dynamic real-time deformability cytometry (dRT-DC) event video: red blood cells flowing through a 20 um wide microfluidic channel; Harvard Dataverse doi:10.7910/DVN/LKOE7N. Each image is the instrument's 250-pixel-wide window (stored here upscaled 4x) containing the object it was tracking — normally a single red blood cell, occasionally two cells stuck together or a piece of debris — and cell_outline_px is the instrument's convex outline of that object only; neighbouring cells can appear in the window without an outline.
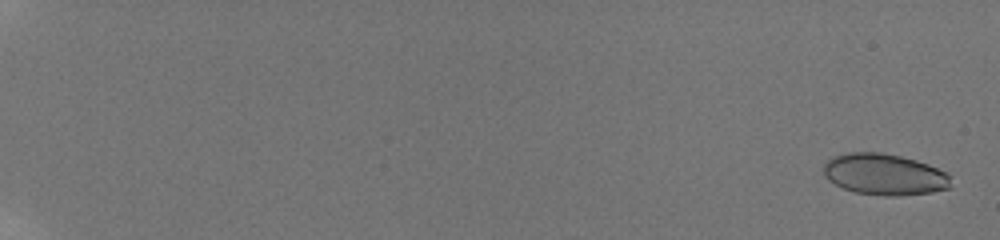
{"species": "human", "species_latin": "Homo sapiens", "temperature_condition": "room temperature", "stored_images_in_passage": 58, "camera_frame_rate_fps": 3000, "um_per_image_px": 0.085, "donor": {"sex": "male"}, "frame": {"image": 1, "passage_image": 2, "time_ms": 0.333, "image_size_px": [1000, 240], "cell_outline_px": [[948, 188], [932, 192], [900, 196], [888, 196], [856, 192], [844, 188], [828, 180], [824, 176], [824, 164], [832, 156], [848, 152], [880, 152], [900, 156], [916, 160], [928, 164], [948, 172]], "centroid_in_image_um": [75.15, 14.81], "position_along_channel_um": 9.9, "area_um2": 30.52}}
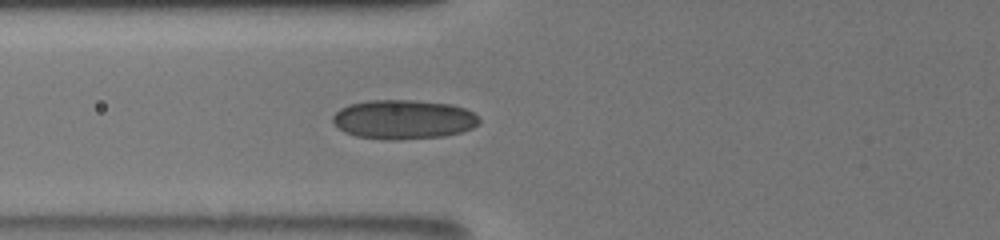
{"frame": {"image": 2, "passage_image": 27, "time_ms": 8.667, "image_size_px": [1000, 240], "cell_outline_px": [[480, 124], [472, 128], [460, 132], [444, 136], [392, 140], [384, 140], [356, 136], [344, 132], [332, 120], [332, 116], [340, 108], [348, 104], [372, 100], [412, 100], [452, 104], [464, 108], [480, 116]], "centroid_in_image_um": [34.31, 10.15], "position_along_channel_um": 91.5, "area_um2": 33.64}}
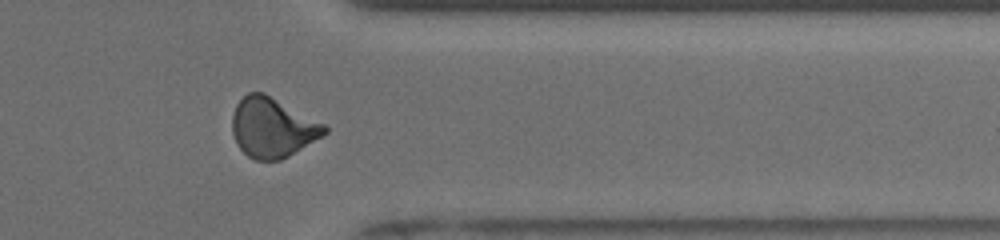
{"frame": {"image": 3, "passage_image": 50, "time_ms": 16.333, "image_size_px": [1000, 240], "cell_outline_px": [[328, 132], [288, 156], [280, 160], [256, 160], [248, 156], [236, 144], [232, 132], [232, 116], [236, 104], [248, 92], [264, 92], [324, 124], [328, 128]], "centroid_in_image_um": [23.12, 10.84], "position_along_channel_um": 388.3, "area_um2": 31.85}, "authors_computed_cell_mechanics": {"area_um2": 31.0964, "velocity_mm_per_s": 3.8959, "shape_relaxation_time_tau1_ms": null, "shape_relaxation_time_tau2_ms": 0.9965, "deformation_change_tau1": null, "deformation_change_tau2": 0.0689}}